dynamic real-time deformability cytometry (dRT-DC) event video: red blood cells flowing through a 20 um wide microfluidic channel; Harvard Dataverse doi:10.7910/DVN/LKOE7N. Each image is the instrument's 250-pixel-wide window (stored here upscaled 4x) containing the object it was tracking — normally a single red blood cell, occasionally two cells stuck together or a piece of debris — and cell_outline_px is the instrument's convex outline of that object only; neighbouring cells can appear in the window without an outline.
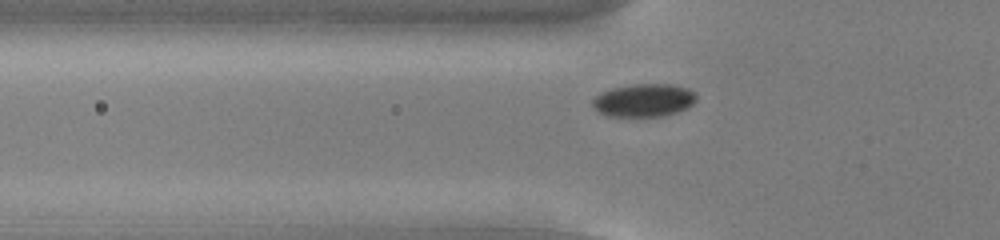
{"species": "common noctule bat (a hibernating species)", "species_latin": "Nyctalus noctula", "temperature_condition": "cold", "stored_images_in_passage": 41, "camera_frame_rate_fps": 3000, "um_per_image_px": 0.085, "animal": {"sex": "male", "body_mass_g": 13.0, "forearm_length_mm": 53.1}, "frame": {"image": 1, "passage_image": 10, "time_ms": 3.0, "image_size_px": [1000, 240], "cell_outline_px": [[696, 100], [688, 108], [664, 116], [608, 116], [596, 112], [592, 104], [592, 100], [600, 92], [612, 88], [632, 84], [672, 84], [688, 88], [696, 96]], "centroid_in_image_um": [54.7, 8.52], "position_along_channel_um": 71.1, "area_um2": 20.06}}
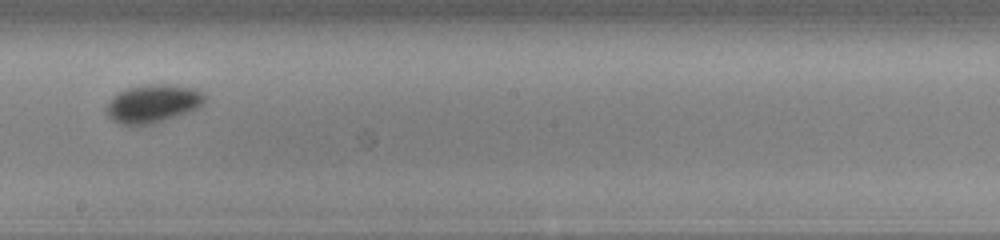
{"frame": {"image": 2, "passage_image": 23, "time_ms": 7.333, "image_size_px": [1000, 240], "cell_outline_px": [[208, 96], [204, 104], [196, 108], [152, 124], [120, 124], [108, 116], [104, 108], [112, 96], [128, 88], [144, 84], [172, 84], [196, 88], [204, 92]], "centroid_in_image_um": [13.01, 8.77], "position_along_channel_um": 235.2, "area_um2": 21.91}}
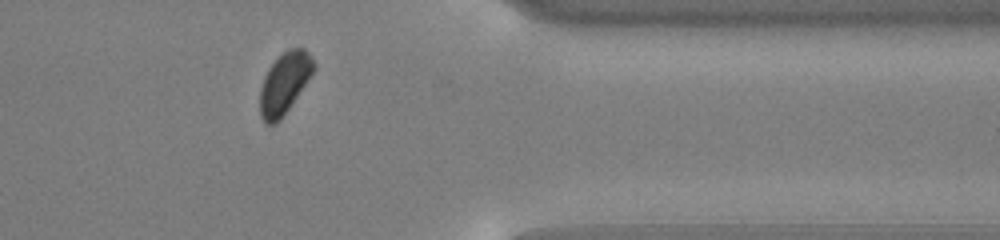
{"frame": {"image": 3, "passage_image": 36, "time_ms": 11.667, "image_size_px": [1000, 240], "cell_outline_px": [[316, 68], [280, 120], [276, 124], [264, 124], [260, 116], [260, 88], [264, 76], [268, 68], [288, 48], [304, 48], [308, 52], [316, 64]], "centroid_in_image_um": [24.17, 7.08], "position_along_channel_um": 387.2, "area_um2": 19.02}}